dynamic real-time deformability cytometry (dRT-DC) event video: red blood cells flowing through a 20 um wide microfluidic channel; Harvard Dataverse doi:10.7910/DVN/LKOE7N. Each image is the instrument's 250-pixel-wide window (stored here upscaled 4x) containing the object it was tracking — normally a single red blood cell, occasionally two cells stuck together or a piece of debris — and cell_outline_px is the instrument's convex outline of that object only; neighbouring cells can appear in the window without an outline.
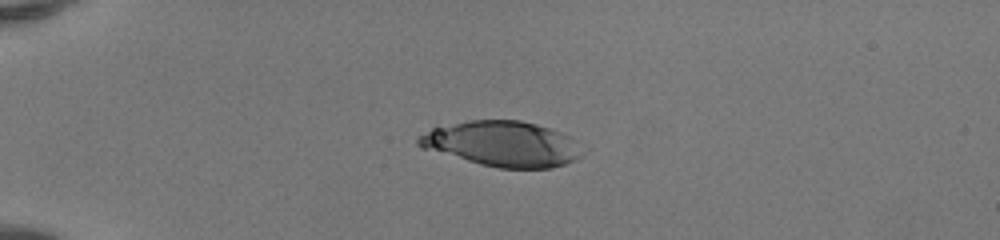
{"species": "human", "species_latin": "Homo sapiens", "temperature_condition": "room temperature", "stored_images_in_passage": 38, "camera_frame_rate_fps": 3000, "um_per_image_px": 0.085, "donor": {"sex": "female"}, "frame": {"image": 1, "passage_image": 1, "time_ms": 0.0, "image_size_px": [1000, 240], "cell_outline_px": [[588, 148], [584, 156], [576, 160], [552, 168], [496, 168], [480, 164], [420, 148], [416, 144], [416, 136], [432, 128], [468, 120], [520, 120], [536, 124], [560, 132], [568, 136]], "centroid_in_image_um": [42.74, 12.24], "position_along_channel_um": 42.3, "area_um2": 43.81}}
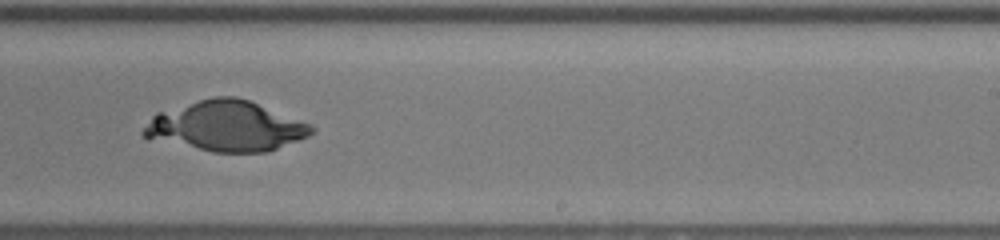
{"frame": {"image": 2, "passage_image": 21, "time_ms": 6.667, "image_size_px": [1000, 240], "cell_outline_px": [[316, 132], [308, 136], [268, 152], [212, 152], [148, 140], [140, 136], [140, 132], [152, 116], [156, 112], [200, 100], [216, 96], [236, 96], [248, 100], [312, 124], [316, 128]], "centroid_in_image_um": [19.18, 10.74], "position_along_channel_um": 269.8, "area_um2": 49.48}}
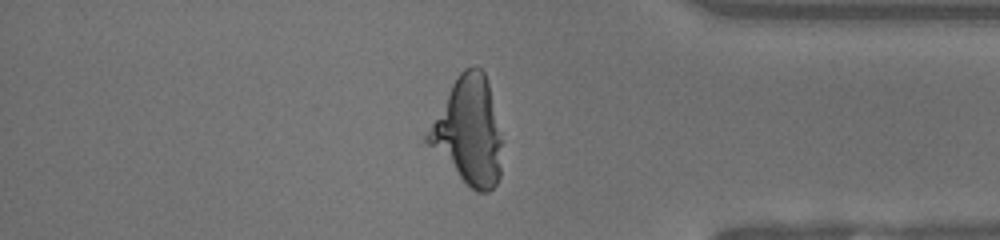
{"frame": {"image": 3, "passage_image": 31, "time_ms": 10.0, "image_size_px": [1000, 240], "cell_outline_px": [[500, 176], [496, 184], [488, 192], [476, 192], [424, 140], [424, 136], [452, 84], [460, 72], [464, 68], [472, 64], [476, 64], [484, 72], [488, 84], [500, 140]], "centroid_in_image_um": [39.81, 11.12], "position_along_channel_um": 395.4, "area_um2": 44.74}, "authors_computed_cell_mechanics": {"area_um2": 49.3323, "velocity_mm_per_s": 4.1597, "shape_relaxation_time_tau1_ms": 5.6154, "shape_relaxation_time_tau2_ms": 9.0797, "deformation_change_tau1": 0.2317, "deformation_change_tau2": 0.0222}}